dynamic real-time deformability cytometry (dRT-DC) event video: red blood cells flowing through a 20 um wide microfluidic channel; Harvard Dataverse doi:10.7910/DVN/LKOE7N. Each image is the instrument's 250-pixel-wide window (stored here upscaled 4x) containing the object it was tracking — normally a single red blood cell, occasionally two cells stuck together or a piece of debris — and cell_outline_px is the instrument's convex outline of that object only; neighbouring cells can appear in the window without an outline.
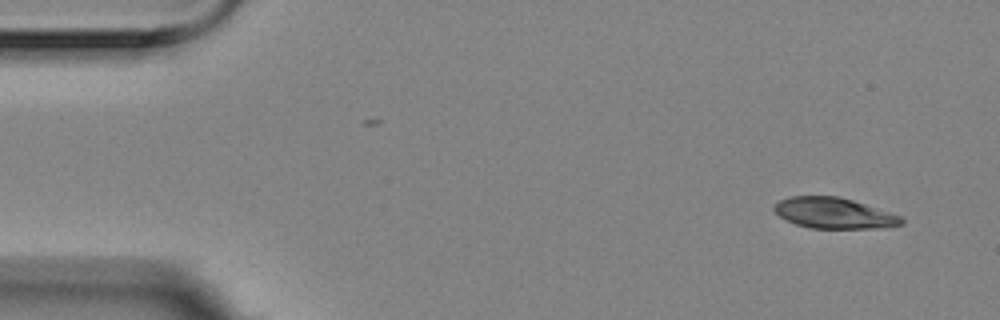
{"species": "Egyptian fruit bat (a non-hibernating species)", "species_latin": "Rousettus aegyptiacus", "temperature_condition": "room temperature", "stored_images_in_passage": 2, "camera_frame_rate_fps": 3000, "um_per_image_px": 0.085, "animal": {"sex": "female"}, "frame": {"image": 1, "passage_image": 2, "time_ms": 0.333, "image_size_px": [1000, 320], "cell_outline_px": [[904, 224], [884, 228], [812, 228], [796, 224], [780, 216], [772, 208], [772, 204], [780, 200], [792, 196], [836, 196], [852, 200], [900, 216], [904, 220]], "centroid_in_image_um": [70.87, 18.12], "position_along_channel_um": 14.1, "area_um2": 22.6}}